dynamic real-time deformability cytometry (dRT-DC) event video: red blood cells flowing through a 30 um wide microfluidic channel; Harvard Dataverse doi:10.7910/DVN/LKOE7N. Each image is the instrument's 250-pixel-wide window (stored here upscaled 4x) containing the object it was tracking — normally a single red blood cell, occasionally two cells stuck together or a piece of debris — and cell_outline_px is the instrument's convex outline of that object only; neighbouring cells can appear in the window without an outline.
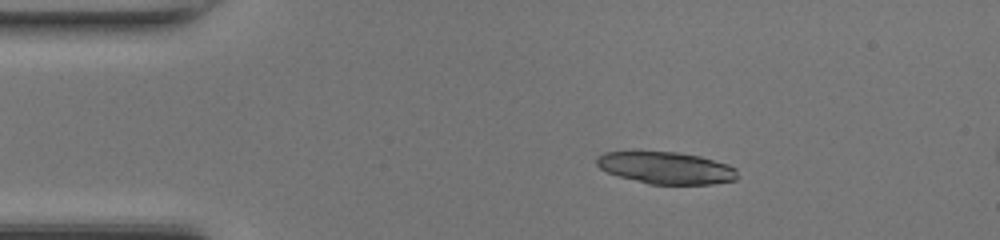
{"species": "common noctule bat (a hibernating species)", "species_latin": "Nyctalus noctula", "temperature_condition": "room temperature", "stored_images_in_passage": 48, "segment_of_instrument_passage": [1, 2], "camera_frame_rate_fps": 3000, "um_per_image_px": 0.085, "animal": {"sex": "female", "body_mass_g": 17.0, "forearm_length_mm": 48.0}, "frame": {"image": 1, "passage_image": 8, "time_ms": 2.333, "image_size_px": [1000, 240], "cell_outline_px": [[736, 180], [712, 184], [648, 184], [620, 176], [608, 172], [600, 168], [596, 164], [596, 156], [604, 152], [632, 148], [676, 152], [700, 156], [728, 164], [736, 168]], "centroid_in_image_um": [56.53, 14.21], "position_along_channel_um": 28.5, "area_um2": 27.17}}